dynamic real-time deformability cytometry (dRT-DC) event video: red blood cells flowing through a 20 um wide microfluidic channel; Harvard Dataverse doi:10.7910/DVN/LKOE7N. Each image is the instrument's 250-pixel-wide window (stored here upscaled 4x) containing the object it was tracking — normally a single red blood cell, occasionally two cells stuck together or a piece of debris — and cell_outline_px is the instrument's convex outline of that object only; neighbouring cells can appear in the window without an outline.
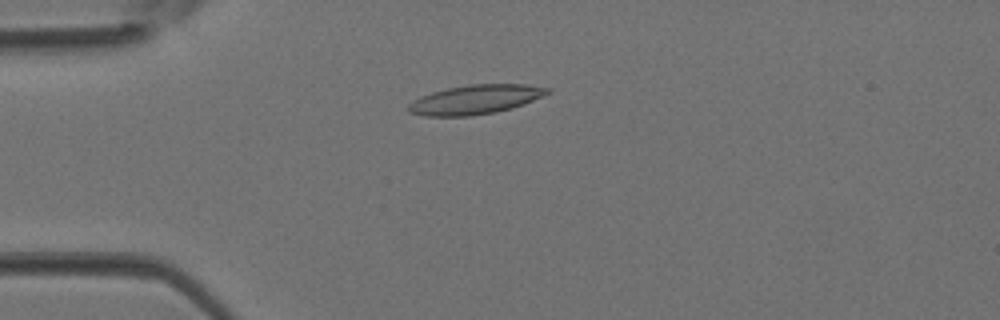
{"species": "Egyptian fruit bat (a non-hibernating species)", "species_latin": "Rousettus aegyptiacus", "temperature_condition": "room temperature", "stored_images_in_passage": 4, "camera_frame_rate_fps": 3000, "um_per_image_px": 0.085, "animal": {"sex": "female"}, "frame": {"image": 1, "passage_image": 3, "time_ms": 0.667, "image_size_px": [1000, 320], "cell_outline_px": [[552, 92], [544, 96], [512, 108], [496, 112], [468, 116], [424, 116], [408, 112], [408, 104], [412, 100], [420, 96], [432, 92], [448, 88], [468, 84], [524, 84], [552, 88]], "centroid_in_image_um": [40.42, 8.45], "position_along_channel_um": 44.6, "area_um2": 23.87}}